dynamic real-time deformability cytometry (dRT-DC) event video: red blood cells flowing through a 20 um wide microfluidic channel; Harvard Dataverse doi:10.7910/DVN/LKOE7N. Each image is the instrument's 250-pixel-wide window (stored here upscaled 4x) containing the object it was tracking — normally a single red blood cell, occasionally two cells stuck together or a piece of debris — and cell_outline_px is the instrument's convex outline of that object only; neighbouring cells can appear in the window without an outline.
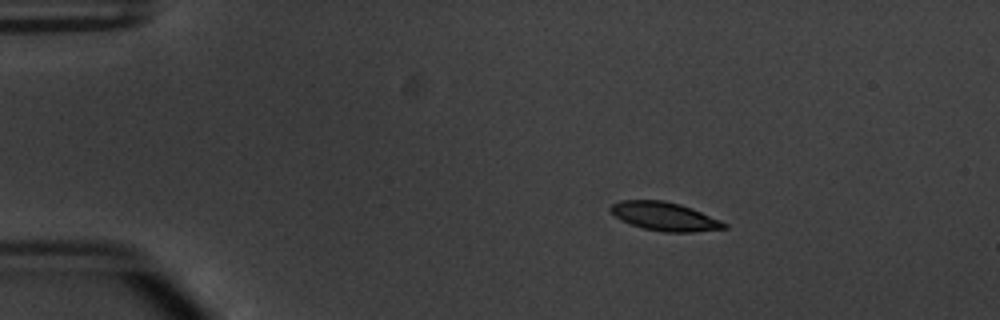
{"species": "common noctule bat (a hibernating species)", "species_latin": "Nyctalus noctula", "temperature_condition": "warm", "stored_images_in_passage": 45, "camera_frame_rate_fps": 3000, "um_per_image_px": 0.085, "animal": {"sex": "male", "body_mass_g": 20.1, "forearm_length_mm": 53.5}, "frame": {"image": 1, "passage_image": 1, "time_ms": 0.0, "image_size_px": [1000, 320], "cell_outline_px": [[728, 228], [692, 232], [664, 232], [644, 228], [632, 224], [616, 216], [608, 208], [612, 204], [620, 200], [664, 200], [680, 204], [692, 208], [720, 220], [728, 224]], "centroid_in_image_um": [56.52, 18.39], "position_along_channel_um": 28.5, "area_um2": 18.73}}
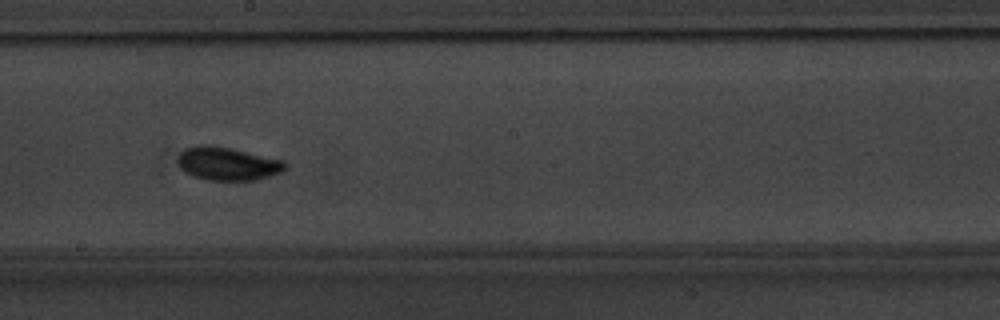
{"frame": {"image": 2, "passage_image": 22, "time_ms": 7.0, "image_size_px": [1000, 320], "cell_outline_px": [[288, 168], [280, 172], [256, 180], [208, 180], [192, 176], [184, 172], [180, 168], [176, 160], [180, 152], [184, 148], [200, 144], [208, 144], [228, 148], [284, 160], [288, 164]], "centroid_in_image_um": [19.3, 13.91], "position_along_channel_um": 228.9, "area_um2": 20.92}}
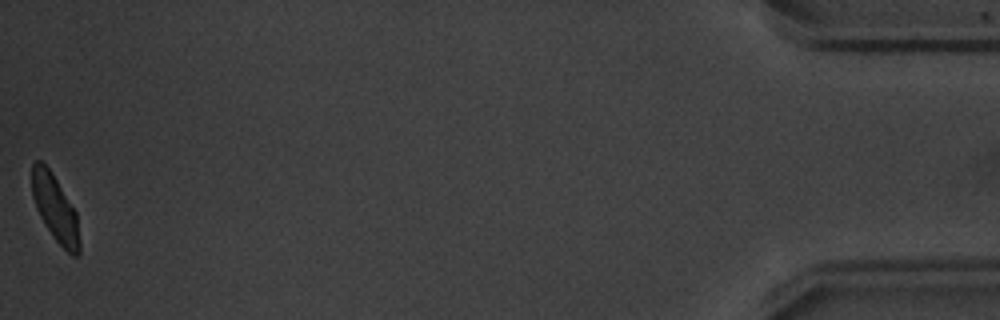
{"frame": {"image": 3, "passage_image": 45, "time_ms": 14.667, "image_size_px": [1000, 320], "cell_outline_px": [[80, 252], [76, 256], [72, 256], [56, 240], [44, 224], [36, 208], [32, 196], [32, 164], [36, 160], [40, 160], [48, 168], [56, 180], [76, 212], [80, 240]], "centroid_in_image_um": [4.69, 17.73], "position_along_channel_um": 430.5, "area_um2": 18.15}, "authors_computed_cell_mechanics": {"area_um2": 19.1896, "velocity_mm_per_s": 3.8099, "shape_relaxation_time_tau1_ms": 2.3445, "shape_relaxation_time_tau2_ms": 2.1215, "deformation_change_tau1": 0.1275, "deformation_change_tau2": 0.0698}}